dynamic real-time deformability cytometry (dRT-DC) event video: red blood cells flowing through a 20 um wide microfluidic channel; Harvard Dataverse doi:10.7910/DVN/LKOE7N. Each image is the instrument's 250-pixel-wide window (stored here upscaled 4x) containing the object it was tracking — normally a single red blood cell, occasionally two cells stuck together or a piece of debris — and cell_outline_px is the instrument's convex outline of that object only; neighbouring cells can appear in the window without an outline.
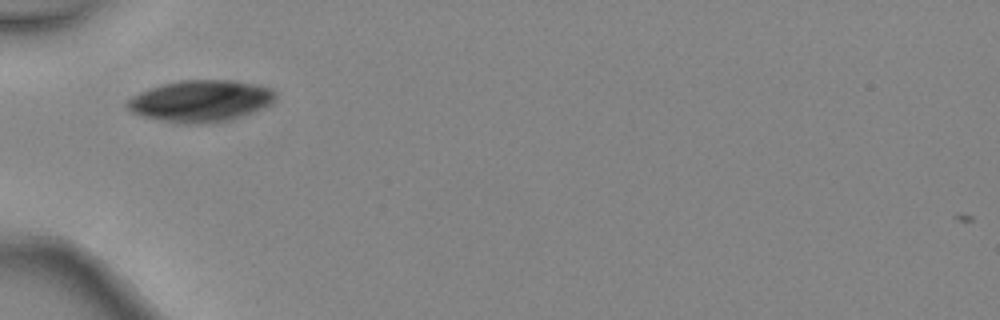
{"species": "common noctule bat (a hibernating species)", "species_latin": "Nyctalus noctula", "temperature_condition": "warm", "stored_images_in_passage": 2, "camera_frame_rate_fps": 3000, "um_per_image_px": 0.085, "animal": {"sex": "female", "body_mass_g": 24.6, "forearm_length_mm": 56.2}, "frame": {"image": 1, "passage_image": 1, "time_ms": 0.0, "image_size_px": [1000, 320], "cell_outline_px": [[276, 96], [268, 104], [252, 112], [228, 120], [212, 124], [172, 124], [144, 116], [132, 112], [124, 104], [132, 96], [140, 92], [164, 84], [184, 80], [232, 80], [272, 88]], "centroid_in_image_um": [17.01, 8.6], "position_along_channel_um": 68.0, "area_um2": 35.72}}
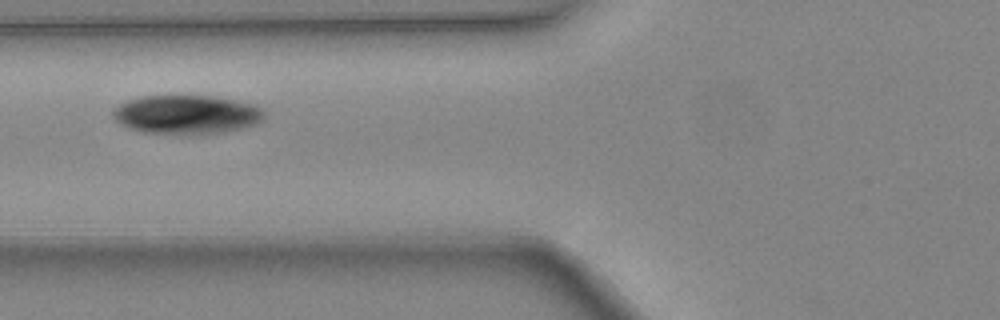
{"frame": {"image": 2, "passage_image": 2, "time_ms": 0.333, "image_size_px": [1000, 320], "cell_outline_px": [[264, 120], [256, 124], [224, 132], [192, 136], [144, 132], [128, 128], [120, 124], [112, 116], [112, 108], [128, 100], [144, 96], [216, 96], [256, 104], [264, 108]], "centroid_in_image_um": [15.88, 9.75], "position_along_channel_um": 109.9, "area_um2": 35.03}}